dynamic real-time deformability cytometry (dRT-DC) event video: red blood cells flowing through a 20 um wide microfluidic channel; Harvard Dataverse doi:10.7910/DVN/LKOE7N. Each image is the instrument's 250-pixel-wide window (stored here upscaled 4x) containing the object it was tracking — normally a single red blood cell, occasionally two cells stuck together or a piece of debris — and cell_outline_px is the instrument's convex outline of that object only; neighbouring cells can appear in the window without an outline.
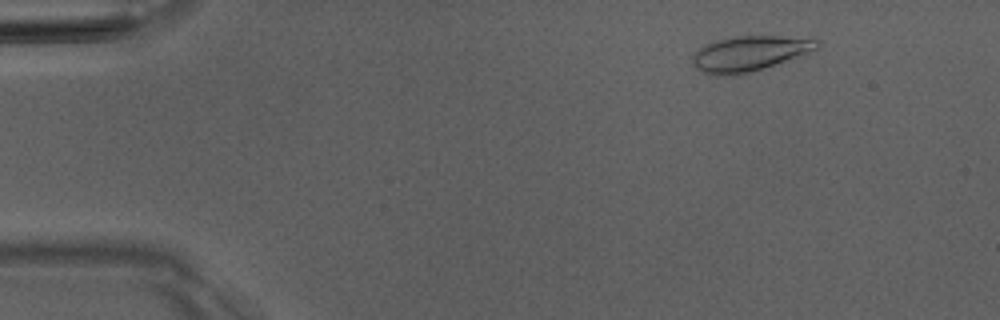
{"species": "Egyptian fruit bat (a non-hibernating species)", "species_latin": "Rousettus aegyptiacus", "temperature_condition": "room temperature", "stored_images_in_passage": 6, "camera_frame_rate_fps": 3000, "um_per_image_px": 0.085, "animal": {"sex": "male"}, "frame": {"image": 1, "passage_image": 1, "time_ms": 0.0, "image_size_px": [1000, 320], "cell_outline_px": [[820, 48], [736, 76], [708, 76], [696, 68], [692, 64], [692, 56], [700, 48], [716, 40], [736, 36], [780, 36], [820, 40]], "centroid_in_image_um": [63.63, 4.56], "position_along_channel_um": 21.4, "area_um2": 25.14}}